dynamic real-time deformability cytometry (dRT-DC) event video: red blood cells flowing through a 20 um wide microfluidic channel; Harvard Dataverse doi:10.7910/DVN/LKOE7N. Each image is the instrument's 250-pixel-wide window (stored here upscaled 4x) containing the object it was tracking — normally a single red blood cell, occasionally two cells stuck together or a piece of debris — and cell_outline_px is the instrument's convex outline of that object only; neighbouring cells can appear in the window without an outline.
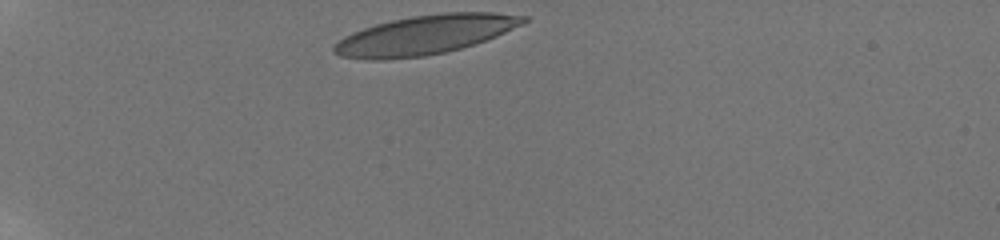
{"species": "human", "species_latin": "Homo sapiens", "temperature_condition": "room temperature", "stored_images_in_passage": 51, "camera_frame_rate_fps": 3000, "um_per_image_px": 0.085, "donor": {"sex": "male"}, "frame": {"image": 1, "passage_image": 1, "time_ms": 0.0, "image_size_px": [1000, 240], "cell_outline_px": [[528, 20], [524, 24], [496, 36], [476, 44], [444, 52], [424, 56], [388, 60], [364, 60], [340, 56], [332, 52], [332, 48], [344, 36], [352, 32], [376, 24], [392, 20], [412, 16], [440, 12], [492, 12], [528, 16]], "centroid_in_image_um": [36.13, 2.96], "position_along_channel_um": 48.9, "area_um2": 43.47}}
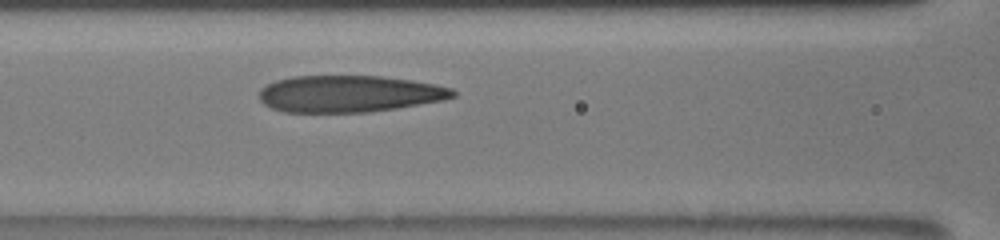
{"frame": {"image": 2, "passage_image": 18, "time_ms": 3.667, "image_size_px": [1000, 240], "cell_outline_px": [[456, 96], [444, 100], [396, 108], [368, 112], [284, 112], [272, 108], [264, 104], [260, 100], [260, 88], [276, 80], [292, 76], [380, 76], [412, 80], [436, 84], [452, 88], [456, 92]], "centroid_in_image_um": [29.69, 7.97], "position_along_channel_um": 136.9, "area_um2": 41.56}}
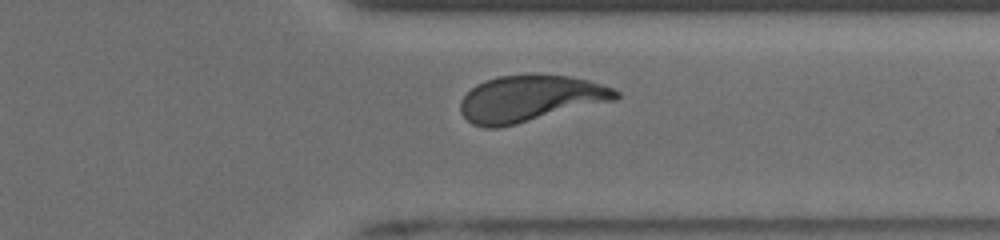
{"frame": {"image": 3, "passage_image": 40, "time_ms": 9.667, "image_size_px": [1000, 240], "cell_outline_px": [[620, 96], [616, 100], [516, 124], [496, 128], [484, 128], [472, 124], [460, 112], [460, 100], [476, 84], [484, 80], [500, 76], [532, 72], [536, 72], [572, 76], [588, 80], [612, 88], [620, 92]], "centroid_in_image_um": [45.06, 8.35], "position_along_channel_um": 366.3, "area_um2": 42.6}, "authors_computed_cell_mechanics": {"area_um2": 42.5986, "velocity_mm_per_s": 3.8306, "shape_relaxation_time_tau1_ms": 5.5051, "shape_relaxation_time_tau2_ms": 1.3052, "deformation_change_tau1": 0.2211, "deformation_change_tau2": 0.0799}}